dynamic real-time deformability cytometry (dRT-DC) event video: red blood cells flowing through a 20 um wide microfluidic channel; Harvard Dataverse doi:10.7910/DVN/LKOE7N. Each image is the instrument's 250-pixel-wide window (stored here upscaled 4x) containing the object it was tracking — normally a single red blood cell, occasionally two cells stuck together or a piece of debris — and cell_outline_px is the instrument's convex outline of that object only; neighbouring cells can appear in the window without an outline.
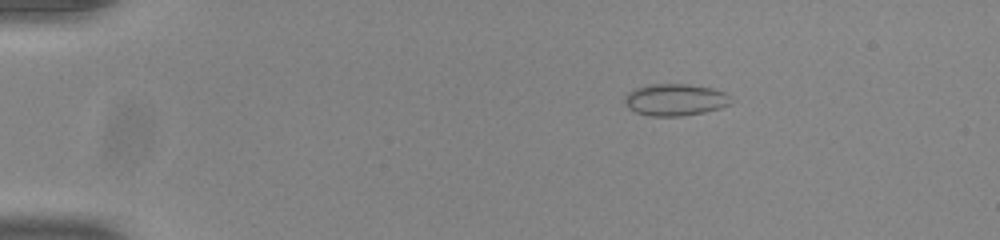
{"species": "common noctule bat (a hibernating species)", "species_latin": "Nyctalus noctula", "temperature_condition": "room temperature", "stored_images_in_passage": 45, "camera_frame_rate_fps": 3000, "um_per_image_px": 0.085, "animal": {"sex": "male", "body_mass_g": 20.0, "forearm_length_mm": 53.3}, "frame": {"image": 1, "passage_image": 1, "time_ms": 0.0, "image_size_px": [1000, 240], "cell_outline_px": [[732, 104], [720, 108], [704, 112], [684, 116], [652, 116], [636, 112], [628, 108], [624, 100], [624, 96], [628, 92], [636, 88], [648, 84], [688, 84], [712, 88], [724, 92], [728, 96]], "centroid_in_image_um": [57.37, 8.48], "position_along_channel_um": 27.6, "area_um2": 19.77}}
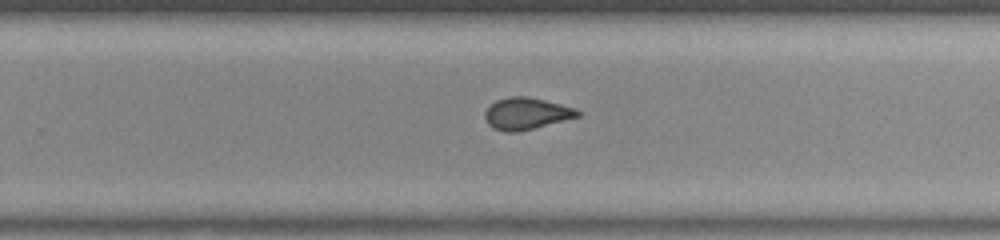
{"frame": {"image": 2, "passage_image": 27, "time_ms": 8.667, "image_size_px": [1000, 240], "cell_outline_px": [[580, 116], [516, 132], [504, 132], [492, 128], [488, 124], [484, 116], [484, 112], [496, 100], [508, 96], [528, 96], [576, 108], [580, 112]], "centroid_in_image_um": [44.71, 9.64], "position_along_channel_um": 285.1, "area_um2": 17.05}}
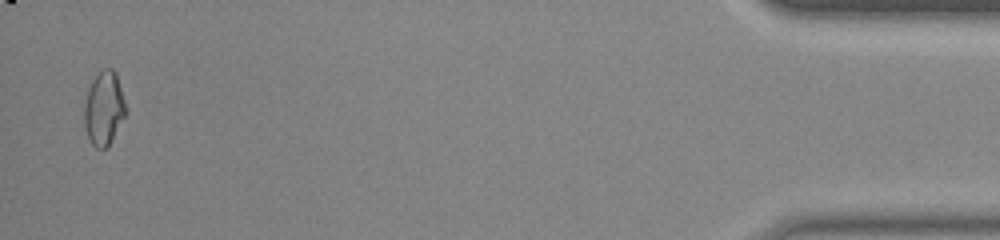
{"frame": {"image": 3, "passage_image": 44, "time_ms": 14.333, "image_size_px": [1000, 240], "cell_outline_px": [[128, 112], [108, 148], [96, 148], [92, 144], [88, 136], [84, 124], [84, 108], [88, 88], [92, 80], [104, 68], [112, 68], [116, 72]], "centroid_in_image_um": [8.86, 9.23], "position_along_channel_um": 426.3, "area_um2": 18.03}, "authors_computed_cell_mechanics": {"area_um2": 17.3978, "velocity_mm_per_s": 3.893, "shape_relaxation_time_tau1_ms": null, "shape_relaxation_time_tau2_ms": 0.9122, "deformation_change_tau1": null, "deformation_change_tau2": 0.0523}}